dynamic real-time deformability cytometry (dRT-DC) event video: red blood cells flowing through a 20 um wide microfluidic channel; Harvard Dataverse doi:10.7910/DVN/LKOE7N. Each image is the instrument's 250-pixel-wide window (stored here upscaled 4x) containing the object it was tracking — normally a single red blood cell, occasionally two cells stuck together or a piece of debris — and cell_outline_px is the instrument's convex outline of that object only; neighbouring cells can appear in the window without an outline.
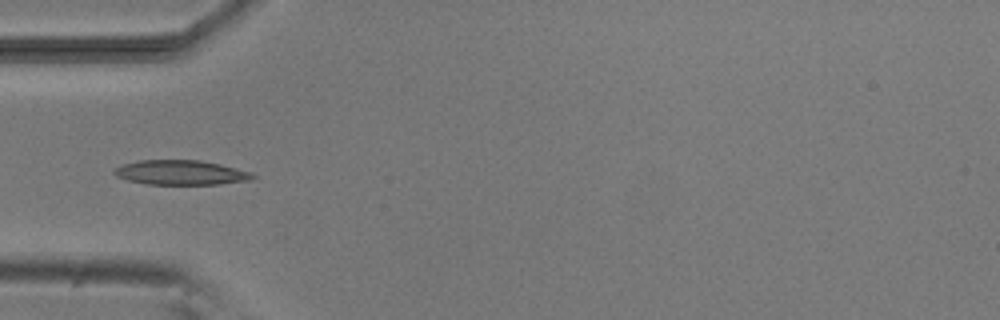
{"species": "common noctule bat (a hibernating species)", "species_latin": "Nyctalus noctula", "temperature_condition": "room temperature", "stored_images_in_passage": 4, "camera_frame_rate_fps": 3000, "um_per_image_px": 0.085, "animal": {"sex": "male", "body_mass_g": 20.5, "forearm_length_mm": 52.5}, "frame": {"image": 1, "passage_image": 4, "time_ms": 4.333, "image_size_px": [1000, 320], "cell_outline_px": [[256, 176], [248, 180], [220, 184], [148, 184], [128, 180], [116, 176], [112, 172], [116, 168], [124, 164], [140, 160], [200, 160], [220, 164], [252, 172]], "centroid_in_image_um": [15.38, 14.66], "position_along_channel_um": 69.6, "area_um2": 19.71}}